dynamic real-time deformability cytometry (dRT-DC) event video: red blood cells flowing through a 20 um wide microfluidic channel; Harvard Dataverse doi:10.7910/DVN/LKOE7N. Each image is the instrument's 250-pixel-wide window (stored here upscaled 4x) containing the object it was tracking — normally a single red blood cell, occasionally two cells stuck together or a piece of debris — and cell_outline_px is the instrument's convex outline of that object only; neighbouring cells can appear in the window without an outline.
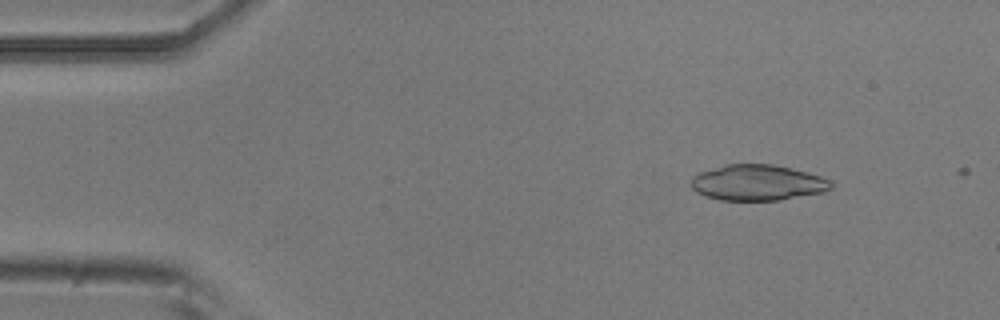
{"species": "common noctule bat (a hibernating species)", "species_latin": "Nyctalus noctula", "temperature_condition": "room temperature", "stored_images_in_passage": 3, "camera_frame_rate_fps": 3000, "um_per_image_px": 0.085, "animal": {"sex": "male", "body_mass_g": 20.5, "forearm_length_mm": 52.5}, "frame": {"image": 1, "passage_image": 2, "time_ms": 1.0, "image_size_px": [1000, 320], "cell_outline_px": [[832, 188], [824, 192], [780, 200], [720, 200], [704, 196], [696, 192], [692, 188], [692, 176], [700, 172], [724, 164], [772, 164], [808, 172], [820, 176], [828, 180], [832, 184]], "centroid_in_image_um": [64.37, 15.53], "position_along_channel_um": 20.6, "area_um2": 29.19}}